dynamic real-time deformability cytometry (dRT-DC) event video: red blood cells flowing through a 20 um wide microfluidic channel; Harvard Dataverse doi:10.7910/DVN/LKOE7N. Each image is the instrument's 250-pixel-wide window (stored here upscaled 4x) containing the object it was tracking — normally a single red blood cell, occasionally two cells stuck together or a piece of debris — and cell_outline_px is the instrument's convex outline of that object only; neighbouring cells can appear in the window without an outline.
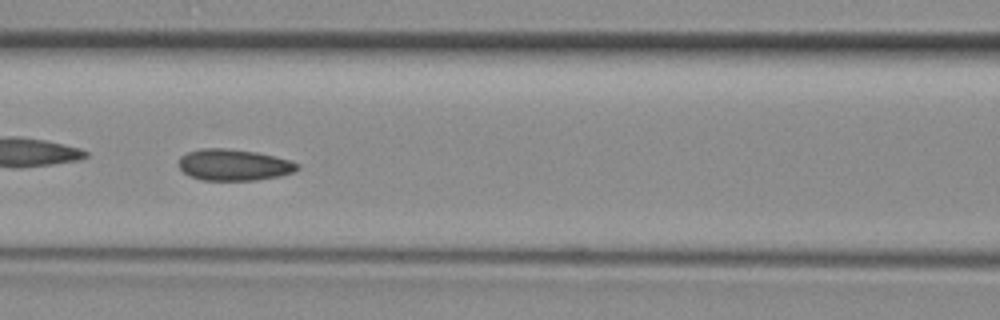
{"species": "common noctule bat (a hibernating species)", "species_latin": "Nyctalus noctula", "temperature_condition": "room temperature", "stored_images_in_passage": 49, "camera_frame_rate_fps": 3000, "um_per_image_px": 0.085, "animal": {"sex": "female", "body_mass_g": 29.2, "forearm_length_mm": 56.3}, "frame": {"image": 1, "passage_image": 21, "time_ms": 6.667, "image_size_px": [1000, 320], "cell_outline_px": [[300, 168], [296, 172], [280, 176], [256, 180], [204, 180], [188, 176], [180, 168], [180, 156], [188, 152], [200, 148], [228, 148], [256, 152], [292, 160], [300, 164]], "centroid_in_image_um": [19.93, 14.01], "position_along_channel_um": 146.7, "area_um2": 21.91}}
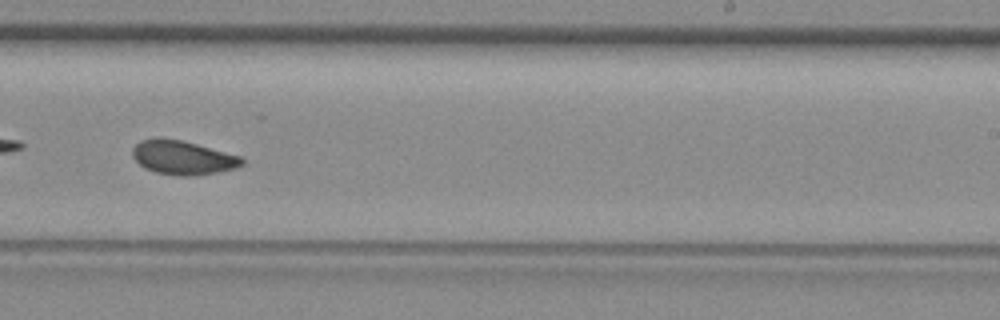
{"frame": {"image": 2, "passage_image": 30, "time_ms": 9.667, "image_size_px": [1000, 320], "cell_outline_px": [[244, 164], [236, 168], [196, 176], [176, 176], [156, 172], [144, 168], [132, 156], [132, 148], [140, 140], [180, 140], [196, 144], [240, 156], [244, 160]], "centroid_in_image_um": [15.55, 13.43], "position_along_channel_um": 273.4, "area_um2": 21.21}}
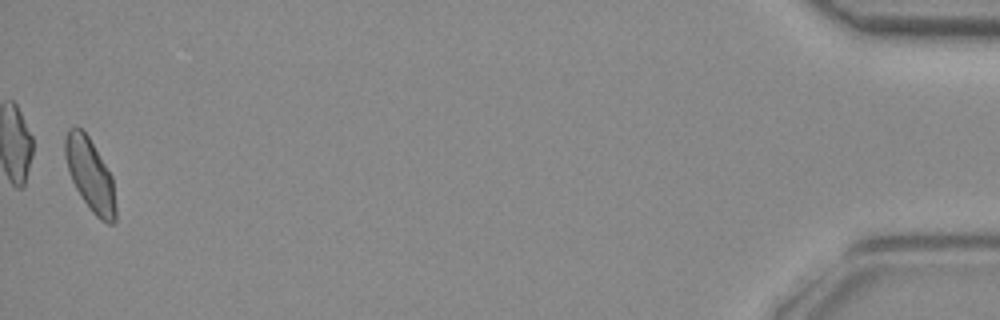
{"frame": {"image": 3, "passage_image": 48, "time_ms": 15.667, "image_size_px": [1000, 320], "cell_outline_px": [[116, 220], [112, 224], [108, 224], [100, 220], [92, 212], [76, 188], [72, 180], [64, 156], [64, 140], [68, 128], [80, 128], [88, 136], [112, 176], [116, 208]], "centroid_in_image_um": [7.67, 14.88], "position_along_channel_um": 427.5, "area_um2": 21.15}}